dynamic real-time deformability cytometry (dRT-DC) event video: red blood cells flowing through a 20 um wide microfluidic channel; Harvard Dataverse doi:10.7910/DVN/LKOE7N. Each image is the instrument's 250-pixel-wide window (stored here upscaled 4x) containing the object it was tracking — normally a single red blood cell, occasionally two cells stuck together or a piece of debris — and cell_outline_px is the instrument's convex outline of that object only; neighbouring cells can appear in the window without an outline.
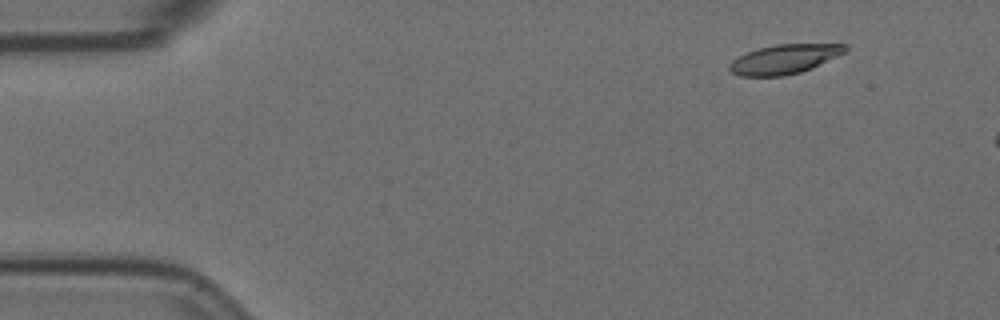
{"species": "Egyptian fruit bat (a non-hibernating species)", "species_latin": "Rousettus aegyptiacus", "temperature_condition": "room temperature", "stored_images_in_passage": 4, "camera_frame_rate_fps": 3000, "um_per_image_px": 0.085, "animal": {"sex": "female"}, "frame": {"image": 1, "passage_image": 2, "time_ms": 0.333, "image_size_px": [1000, 320], "cell_outline_px": [[848, 48], [844, 52], [812, 68], [800, 72], [784, 76], [740, 76], [732, 72], [728, 68], [732, 60], [748, 52], [760, 48], [776, 44], [848, 44]], "centroid_in_image_um": [66.67, 5.03], "position_along_channel_um": 18.3, "area_um2": 19.54}}